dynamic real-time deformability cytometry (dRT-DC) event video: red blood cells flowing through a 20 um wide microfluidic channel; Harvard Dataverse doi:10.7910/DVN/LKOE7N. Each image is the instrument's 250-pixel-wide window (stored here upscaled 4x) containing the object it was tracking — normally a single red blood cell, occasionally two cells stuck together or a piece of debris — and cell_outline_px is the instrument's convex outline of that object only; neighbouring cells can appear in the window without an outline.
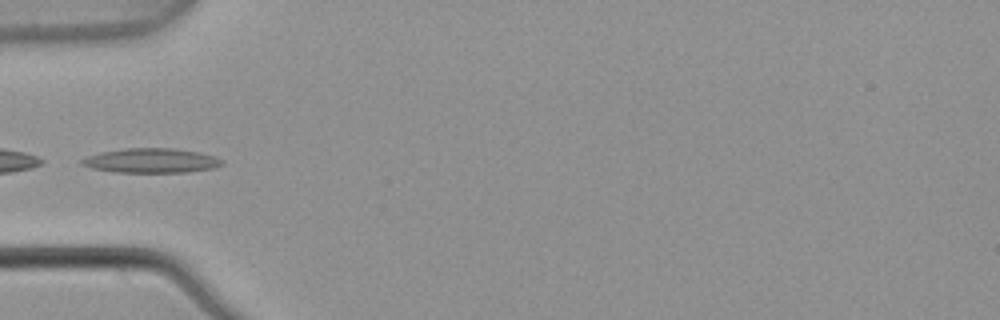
{"species": "common noctule bat (a hibernating species)", "species_latin": "Nyctalus noctula", "temperature_condition": "warm", "stored_images_in_passage": 4, "camera_frame_rate_fps": 3000, "um_per_image_px": 0.085, "animal": {"sex": "male", "body_mass_g": 21.5, "forearm_length_mm": 52.0}, "frame": {"image": 1, "passage_image": 4, "time_ms": 1.0, "image_size_px": [1000, 320], "cell_outline_px": [[224, 164], [216, 168], [188, 172], [116, 172], [92, 168], [80, 164], [80, 160], [88, 156], [104, 152], [128, 148], [172, 148], [200, 152], [224, 160]], "centroid_in_image_um": [12.91, 13.66], "position_along_channel_um": 72.1, "area_um2": 19.94}}